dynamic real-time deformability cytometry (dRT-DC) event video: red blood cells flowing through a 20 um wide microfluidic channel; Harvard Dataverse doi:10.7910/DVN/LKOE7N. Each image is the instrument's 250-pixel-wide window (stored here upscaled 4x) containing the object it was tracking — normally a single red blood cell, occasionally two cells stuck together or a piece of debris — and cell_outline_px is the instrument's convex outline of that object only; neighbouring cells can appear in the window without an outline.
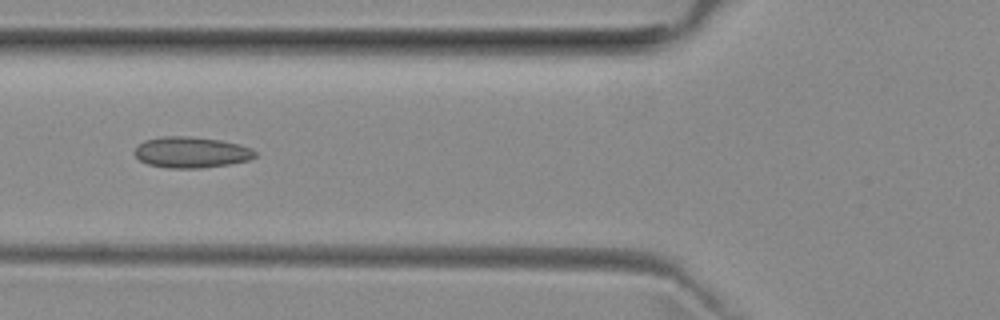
{"species": "common noctule bat (a hibernating species)", "species_latin": "Nyctalus noctula", "temperature_condition": "room temperature", "stored_images_in_passage": 13, "camera_frame_rate_fps": 3000, "um_per_image_px": 0.085, "animal": {"sex": "female", "body_mass_g": 29.2, "forearm_length_mm": 56.3}, "frame": {"image": 1, "passage_image": 8, "time_ms": 2.333, "image_size_px": [1000, 320], "cell_outline_px": [[256, 156], [248, 160], [228, 164], [200, 168], [168, 168], [148, 164], [140, 160], [132, 152], [144, 140], [160, 136], [188, 136], [220, 140], [240, 144], [252, 148], [256, 152]], "centroid_in_image_um": [16.25, 12.94], "position_along_channel_um": 109.6, "area_um2": 21.79}}
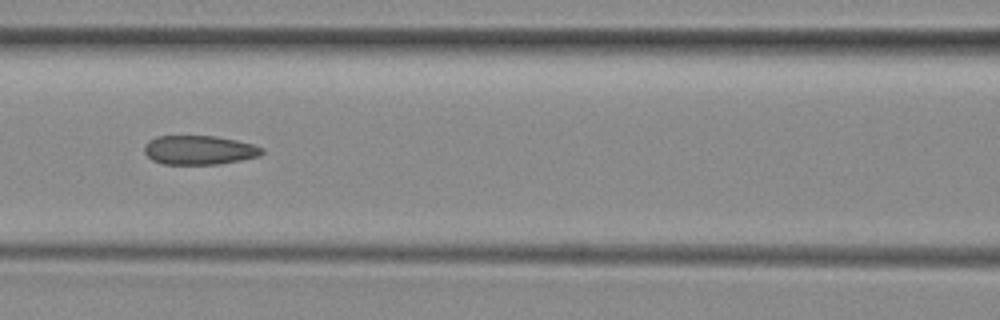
{"frame": {"image": 2, "passage_image": 11, "time_ms": 3.333, "image_size_px": [1000, 320], "cell_outline_px": [[264, 152], [260, 156], [220, 164], [164, 164], [152, 160], [144, 152], [144, 144], [148, 140], [156, 136], [216, 136], [236, 140], [252, 144], [264, 148]], "centroid_in_image_um": [16.92, 12.75], "position_along_channel_um": 149.7, "area_um2": 20.06}}